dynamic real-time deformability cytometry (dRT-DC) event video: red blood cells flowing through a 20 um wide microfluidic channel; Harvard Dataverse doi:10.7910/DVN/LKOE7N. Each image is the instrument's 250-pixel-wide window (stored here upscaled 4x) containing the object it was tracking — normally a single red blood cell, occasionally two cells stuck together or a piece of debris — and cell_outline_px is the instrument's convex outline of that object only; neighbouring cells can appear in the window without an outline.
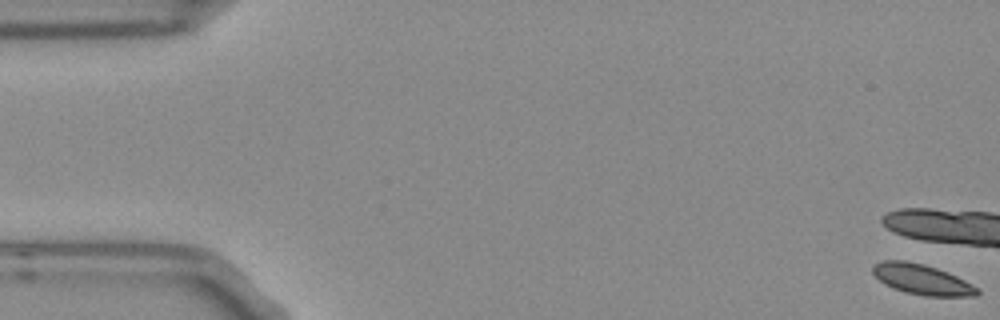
{"species": "Egyptian fruit bat (a non-hibernating species)", "species_latin": "Rousettus aegyptiacus", "temperature_condition": "room temperature", "stored_images_in_passage": 5, "camera_frame_rate_fps": 3000, "um_per_image_px": 0.085, "frame": {"image": 1, "passage_image": 1, "time_ms": 0.0, "image_size_px": [1000, 320], "cell_outline_px": [[980, 292], [976, 296], [924, 296], [904, 292], [892, 288], [884, 284], [872, 272], [872, 264], [880, 260], [904, 260], [924, 264], [948, 272], [980, 288]], "centroid_in_image_um": [78.35, 23.75], "position_along_channel_um": 6.7, "area_um2": 18.67}}